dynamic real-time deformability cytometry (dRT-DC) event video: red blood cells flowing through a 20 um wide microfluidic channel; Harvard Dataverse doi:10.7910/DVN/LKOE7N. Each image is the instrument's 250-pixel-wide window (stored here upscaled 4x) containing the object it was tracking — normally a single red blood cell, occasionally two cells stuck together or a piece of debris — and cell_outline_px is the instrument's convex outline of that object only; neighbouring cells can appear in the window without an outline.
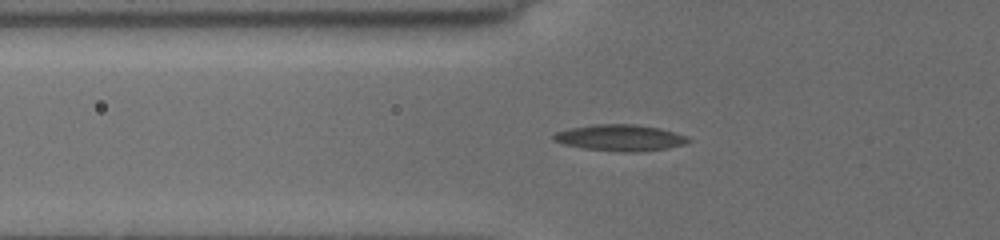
{"species": "common noctule bat (a hibernating species)", "species_latin": "Nyctalus noctula", "temperature_condition": "cold", "stored_images_in_passage": 41, "segment_of_instrument_passage": [1, 2], "camera_frame_rate_fps": 3000, "um_per_image_px": 0.085, "animal": {"sex": "female", "body_mass_g": 19.5, "forearm_length_mm": 54.1}, "frame": {"image": 1, "passage_image": 6, "time_ms": 2.0, "image_size_px": [1000, 240], "cell_outline_px": [[692, 140], [684, 144], [668, 148], [632, 152], [624, 152], [584, 148], [564, 144], [552, 140], [552, 136], [556, 132], [572, 128], [596, 124], [632, 124], [660, 128], [684, 136]], "centroid_in_image_um": [52.69, 11.71], "position_along_channel_um": 73.1, "area_um2": 20.29}}
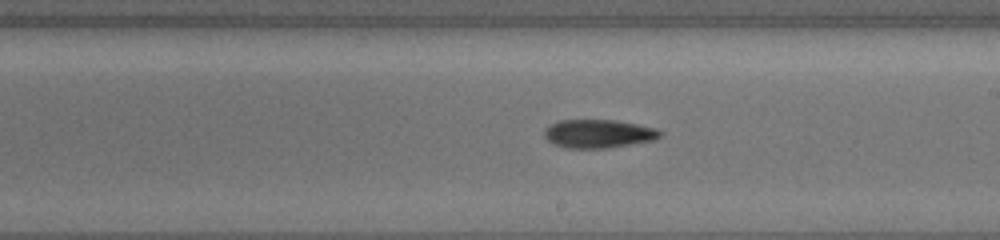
{"frame": {"image": 2, "passage_image": 19, "time_ms": 6.333, "image_size_px": [1000, 240], "cell_outline_px": [[664, 132], [656, 140], [608, 148], [564, 148], [552, 144], [544, 136], [544, 132], [552, 124], [560, 120], [612, 120], [636, 124], [656, 128]], "centroid_in_image_um": [50.89, 11.38], "position_along_channel_um": 238.1, "area_um2": 19.19}}
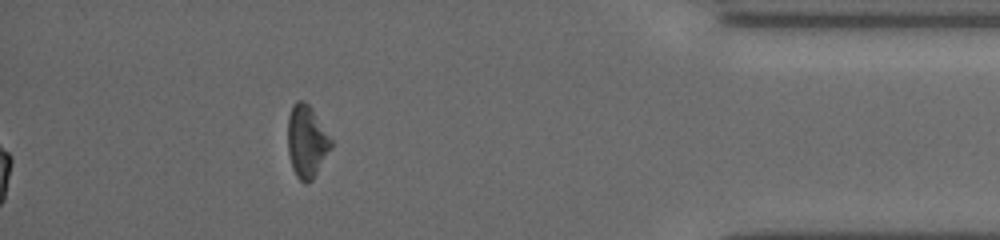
{"frame": {"image": 3, "passage_image": 35, "time_ms": 11.667, "image_size_px": [1000, 240], "cell_outline_px": [[332, 148], [312, 180], [304, 184], [296, 176], [292, 168], [288, 152], [288, 116], [292, 104], [296, 100], [304, 100], [312, 108], [332, 140]], "centroid_in_image_um": [26.06, 12.01], "position_along_channel_um": 409.1, "area_um2": 18.38}}